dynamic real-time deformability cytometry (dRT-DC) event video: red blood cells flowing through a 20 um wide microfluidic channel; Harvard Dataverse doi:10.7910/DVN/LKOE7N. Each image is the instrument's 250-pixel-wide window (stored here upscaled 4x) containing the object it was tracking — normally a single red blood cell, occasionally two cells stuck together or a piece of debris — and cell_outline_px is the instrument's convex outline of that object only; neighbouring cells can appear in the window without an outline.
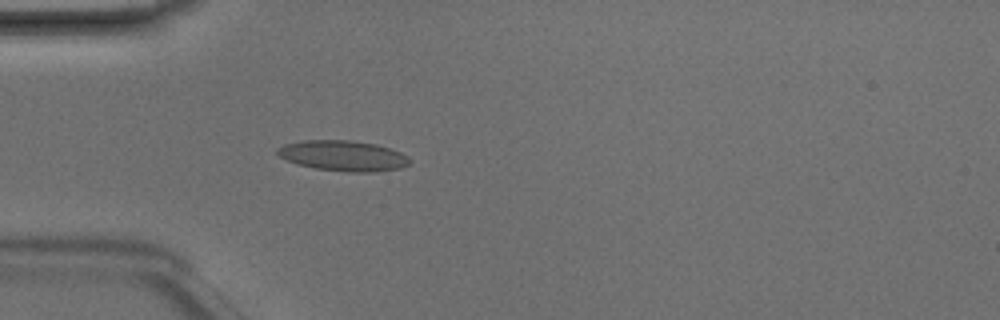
{"species": "Egyptian fruit bat (a non-hibernating species)", "species_latin": "Rousettus aegyptiacus", "temperature_condition": "room temperature", "stored_images_in_passage": 47, "camera_frame_rate_fps": 3000, "um_per_image_px": 0.085, "animal": {"sex": "male"}, "frame": {"image": 1, "passage_image": 13, "time_ms": 4.0, "image_size_px": [1000, 320], "cell_outline_px": [[412, 160], [408, 164], [400, 168], [372, 172], [352, 172], [316, 168], [296, 164], [280, 156], [276, 152], [276, 148], [284, 144], [304, 140], [348, 140], [376, 144], [400, 152], [408, 156]], "centroid_in_image_um": [29.16, 13.23], "position_along_channel_um": 55.8, "area_um2": 23.35}}
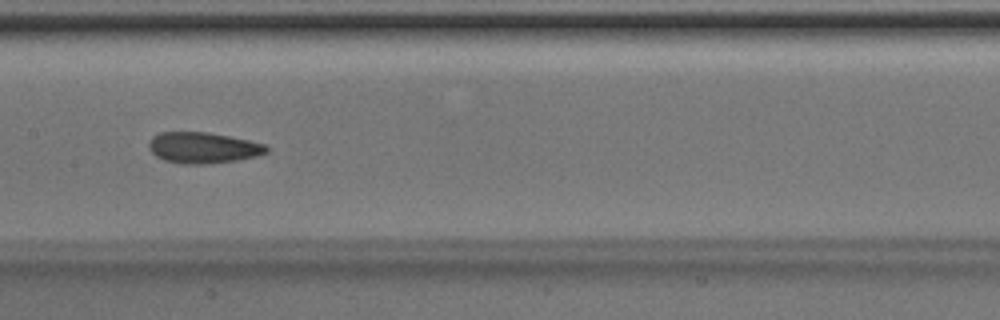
{"frame": {"image": 2, "passage_image": 23, "time_ms": 7.333, "image_size_px": [1000, 320], "cell_outline_px": [[268, 152], [256, 156], [236, 160], [204, 164], [180, 164], [164, 160], [156, 156], [148, 148], [148, 140], [152, 136], [160, 132], [208, 132], [248, 140], [264, 144], [268, 148]], "centroid_in_image_um": [17.21, 12.55], "position_along_channel_um": 190.2, "area_um2": 21.27}}
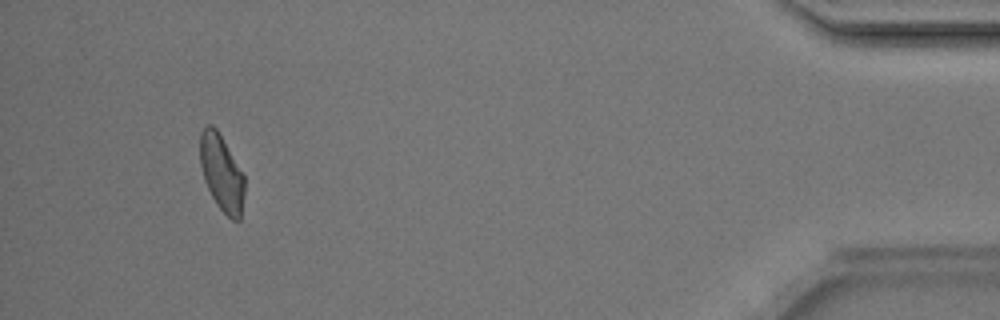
{"frame": {"image": 3, "passage_image": 44, "time_ms": 14.333, "image_size_px": [1000, 320], "cell_outline_px": [[244, 196], [240, 220], [232, 220], [216, 204], [204, 180], [200, 164], [200, 132], [208, 124], [212, 124], [216, 128], [244, 176]], "centroid_in_image_um": [18.82, 14.71], "position_along_channel_um": 416.4, "area_um2": 19.48}, "authors_computed_cell_mechanics": {"area_um2": 20.9814, "velocity_mm_per_s": 4.2129, "shape_relaxation_time_tau1_ms": null, "shape_relaxation_time_tau2_ms": 2.1362, "deformation_change_tau1": null, "deformation_change_tau2": 0.0904}}